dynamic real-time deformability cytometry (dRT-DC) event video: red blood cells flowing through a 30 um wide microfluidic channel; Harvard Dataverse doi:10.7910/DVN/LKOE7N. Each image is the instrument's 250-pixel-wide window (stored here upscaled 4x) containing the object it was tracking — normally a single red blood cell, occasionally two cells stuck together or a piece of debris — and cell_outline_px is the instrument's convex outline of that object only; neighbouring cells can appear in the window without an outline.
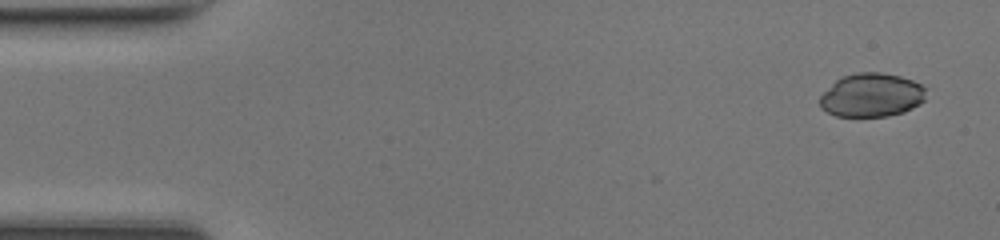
{"species": "common noctule bat (a hibernating species)", "species_latin": "Nyctalus noctula", "temperature_condition": "room temperature", "stored_images_in_passage": 3, "camera_frame_rate_fps": 3000, "um_per_image_px": 0.085, "animal": {"sex": "female", "body_mass_g": 17.0, "forearm_length_mm": 48.0}, "frame": {"image": 1, "passage_image": 1, "time_ms": 0.0, "image_size_px": [1000, 240], "cell_outline_px": [[928, 88], [924, 100], [920, 104], [904, 112], [888, 116], [836, 116], [820, 108], [820, 96], [836, 80], [844, 76], [856, 72], [880, 72], [900, 76], [912, 80]], "centroid_in_image_um": [74.11, 8.08], "position_along_channel_um": 10.9, "area_um2": 27.11}}